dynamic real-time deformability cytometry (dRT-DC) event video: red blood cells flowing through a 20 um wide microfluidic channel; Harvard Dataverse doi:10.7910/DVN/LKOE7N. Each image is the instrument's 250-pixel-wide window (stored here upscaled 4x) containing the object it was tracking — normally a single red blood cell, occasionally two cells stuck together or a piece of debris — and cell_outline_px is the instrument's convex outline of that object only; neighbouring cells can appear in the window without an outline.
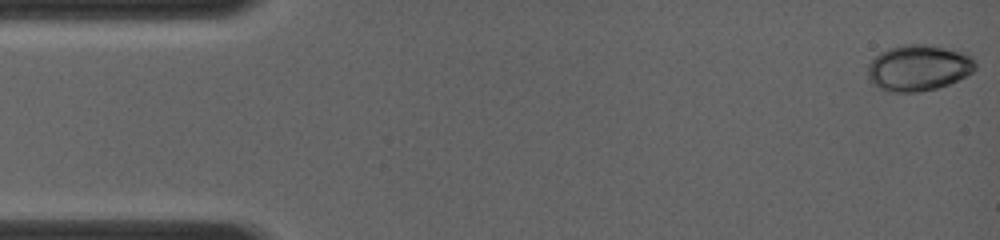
{"species": "common noctule bat (a hibernating species)", "species_latin": "Nyctalus noctula", "temperature_condition": "room temperature", "stored_images_in_passage": 44, "camera_frame_rate_fps": 4000, "um_per_image_px": 0.085, "animal": {"sex": "female", "body_mass_g": 19.0, "forearm_length_mm": 56.7}, "frame": {"image": 1, "passage_image": 1, "time_ms": 0.0, "image_size_px": [1000, 240], "cell_outline_px": [[976, 68], [972, 72], [948, 84], [936, 88], [920, 92], [892, 92], [880, 88], [872, 84], [868, 76], [868, 64], [880, 52], [888, 48], [904, 44], [924, 44], [968, 52], [976, 60]], "centroid_in_image_um": [78.09, 5.75], "position_along_channel_um": 6.9, "area_um2": 29.02}}
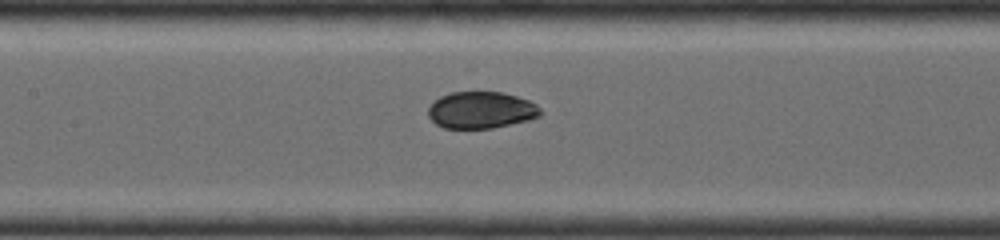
{"frame": {"image": 2, "passage_image": 24, "time_ms": 6.25, "image_size_px": [1000, 240], "cell_outline_px": [[540, 116], [528, 120], [492, 128], [444, 128], [436, 124], [428, 116], [428, 108], [440, 96], [452, 92], [500, 92], [516, 96], [528, 100], [536, 104], [540, 108]], "centroid_in_image_um": [40.88, 9.36], "position_along_channel_um": 166.5, "area_um2": 23.87}}
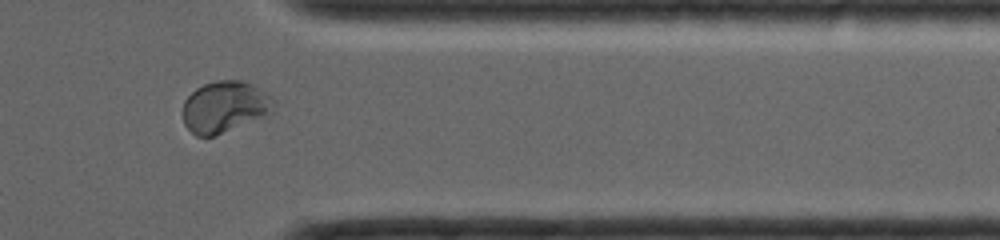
{"frame": {"image": 3, "passage_image": 38, "time_ms": 11.25, "image_size_px": [1000, 240], "cell_outline_px": [[276, 104], [272, 112], [268, 116], [212, 136], [196, 136], [184, 124], [184, 100], [196, 88], [204, 84], [216, 80], [240, 80], [252, 84], [272, 96], [276, 100]], "centroid_in_image_um": [19.15, 9.07], "position_along_channel_um": 392.3, "area_um2": 27.34}}